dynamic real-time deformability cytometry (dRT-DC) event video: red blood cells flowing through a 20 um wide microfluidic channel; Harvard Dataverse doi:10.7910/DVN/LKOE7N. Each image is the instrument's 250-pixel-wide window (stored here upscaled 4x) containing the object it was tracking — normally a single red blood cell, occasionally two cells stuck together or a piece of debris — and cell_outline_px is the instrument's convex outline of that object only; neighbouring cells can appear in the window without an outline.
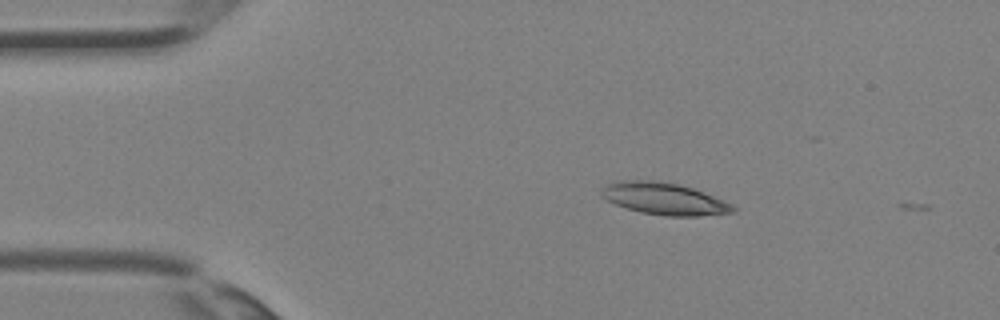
{"species": "Egyptian fruit bat (a non-hibernating species)", "species_latin": "Rousettus aegyptiacus", "temperature_condition": "room temperature", "stored_images_in_passage": 3, "camera_frame_rate_fps": 3000, "um_per_image_px": 0.085, "animal": {"sex": "female"}, "frame": {"image": 1, "passage_image": 1, "time_ms": 0.0, "image_size_px": [1000, 320], "cell_outline_px": [[736, 212], [700, 216], [664, 216], [640, 212], [604, 200], [600, 196], [600, 188], [608, 184], [620, 180], [652, 180], [680, 184], [692, 188], [724, 200], [732, 204], [736, 208]], "centroid_in_image_um": [56.43, 16.89], "position_along_channel_um": 28.6, "area_um2": 24.68}}